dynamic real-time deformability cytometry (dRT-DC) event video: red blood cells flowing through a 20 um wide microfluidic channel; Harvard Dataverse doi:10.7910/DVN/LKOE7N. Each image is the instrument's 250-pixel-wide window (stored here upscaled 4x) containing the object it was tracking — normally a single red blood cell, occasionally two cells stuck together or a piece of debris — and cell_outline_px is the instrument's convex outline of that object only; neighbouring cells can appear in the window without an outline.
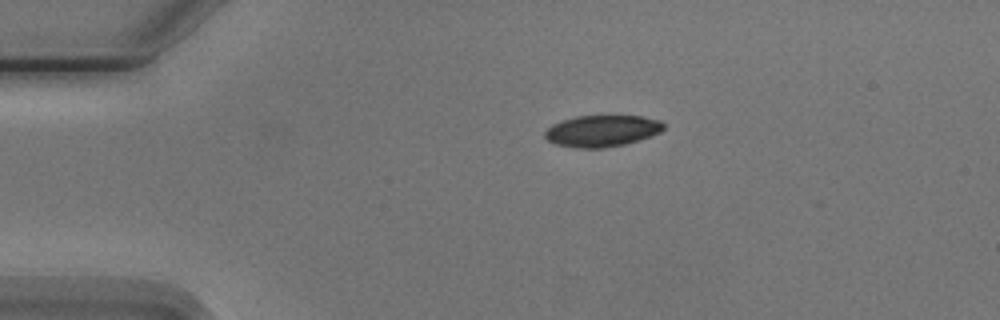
{"species": "Egyptian fruit bat (a non-hibernating species)", "species_latin": "Rousettus aegyptiacus", "temperature_condition": "cold", "stored_images_in_passage": 4, "camera_frame_rate_fps": 3000, "um_per_image_px": 0.085, "animal": {"sex": "male"}, "frame": {"image": 1, "passage_image": 1, "time_ms": 0.0, "image_size_px": [1000, 320], "cell_outline_px": [[664, 128], [660, 132], [624, 144], [600, 148], [576, 148], [556, 144], [548, 140], [544, 136], [544, 132], [552, 124], [576, 116], [640, 116], [660, 120], [664, 124]], "centroid_in_image_um": [51.14, 11.12], "position_along_channel_um": 33.9, "area_um2": 21.5}}
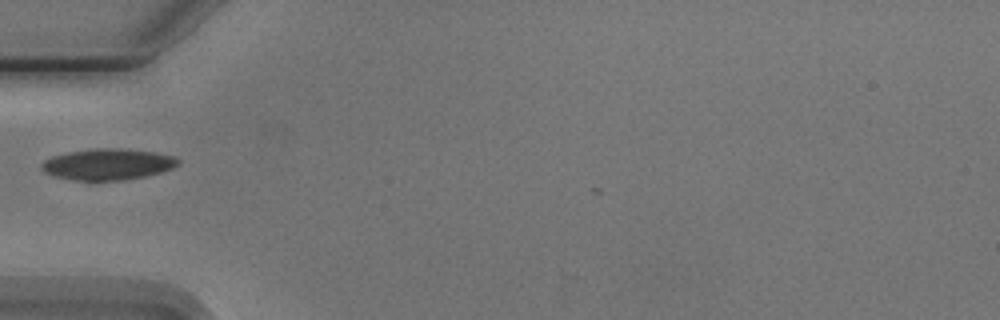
{"frame": {"image": 2, "passage_image": 3, "time_ms": 2.333, "image_size_px": [1000, 320], "cell_outline_px": [[180, 164], [172, 168], [160, 172], [144, 176], [124, 180], [76, 180], [56, 176], [44, 172], [40, 168], [40, 164], [44, 160], [52, 156], [68, 152], [92, 148], [120, 148], [152, 152], [176, 156], [180, 160]], "centroid_in_image_um": [9.16, 13.95], "position_along_channel_um": 75.8, "area_um2": 24.8}}